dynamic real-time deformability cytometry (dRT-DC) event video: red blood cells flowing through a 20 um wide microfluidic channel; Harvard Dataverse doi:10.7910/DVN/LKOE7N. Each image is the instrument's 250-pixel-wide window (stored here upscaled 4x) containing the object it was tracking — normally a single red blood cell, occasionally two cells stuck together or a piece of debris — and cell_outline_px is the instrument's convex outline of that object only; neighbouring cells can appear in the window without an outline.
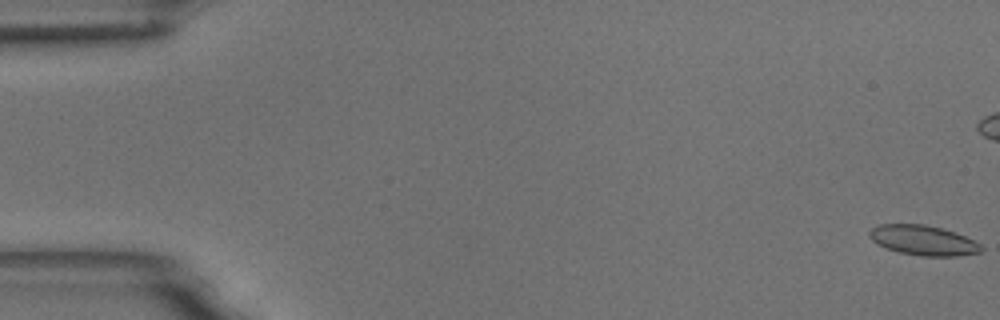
{"species": "common noctule bat (a hibernating species)", "species_latin": "Nyctalus noctula", "temperature_condition": "room temperature", "stored_images_in_passage": 58, "camera_frame_rate_fps": 3000, "um_per_image_px": 0.085, "animal": {"sex": "male", "body_mass_g": 18.8}, "frame": {"image": 1, "passage_image": 1, "time_ms": 0.0, "image_size_px": [1000, 320], "cell_outline_px": [[984, 248], [980, 252], [956, 256], [920, 256], [900, 252], [876, 244], [868, 236], [868, 232], [876, 224], [924, 224], [940, 228], [964, 236], [980, 244]], "centroid_in_image_um": [78.43, 20.42], "position_along_channel_um": 6.6, "area_um2": 19.36}}
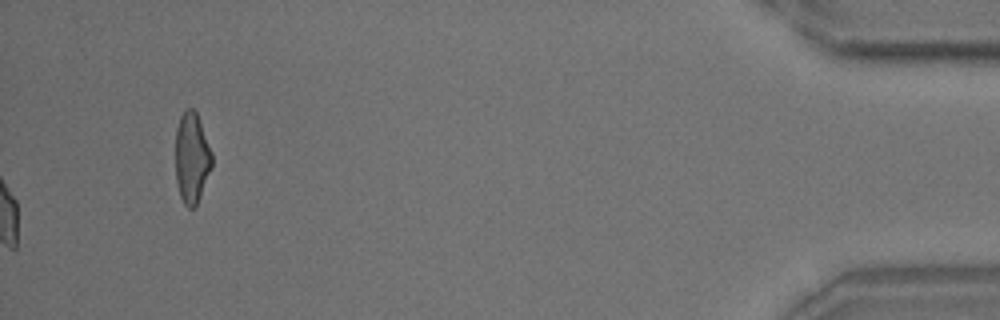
{"frame": {"image": 2, "passage_image": 58, "time_ms": 19.0, "image_size_px": [1000, 320], "cell_outline_px": [[212, 168], [196, 208], [188, 208], [184, 204], [180, 196], [176, 180], [176, 128], [180, 116], [188, 108], [192, 108], [196, 112], [212, 152]], "centroid_in_image_um": [16.31, 13.46], "position_along_channel_um": 418.9, "area_um2": 19.36}, "authors_computed_cell_mechanics": {"area_um2": 19.3052, "velocity_mm_per_s": 3.6217, "shape_relaxation_time_tau1_ms": 7.3295, "shape_relaxation_time_tau2_ms": 1.9295, "deformation_change_tau1": 0.1251, "deformation_change_tau2": 0.0657}}